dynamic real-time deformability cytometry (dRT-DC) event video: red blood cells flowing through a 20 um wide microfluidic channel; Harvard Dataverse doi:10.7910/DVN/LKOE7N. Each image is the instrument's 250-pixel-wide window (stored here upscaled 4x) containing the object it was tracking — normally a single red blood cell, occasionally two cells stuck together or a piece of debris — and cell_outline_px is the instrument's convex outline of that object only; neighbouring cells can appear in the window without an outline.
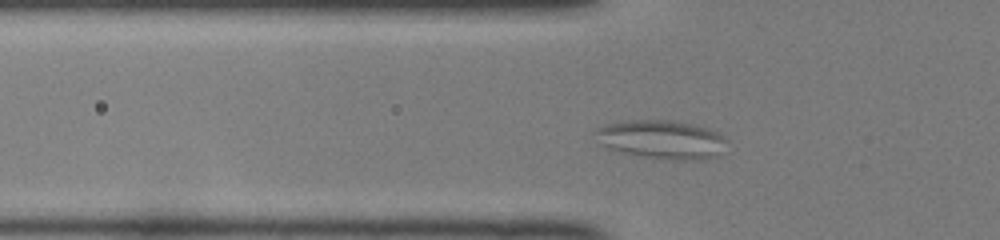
{"species": "common noctule bat (a hibernating species)", "species_latin": "Nyctalus noctula", "temperature_condition": "room temperature", "stored_images_in_passage": 36, "camera_frame_rate_fps": 3000, "um_per_image_px": 0.085, "animal": {"sex": "female", "body_mass_g": 22.0, "forearm_length_mm": 56.7}, "frame": {"image": 1, "passage_image": 2, "time_ms": 0.333, "image_size_px": [1000, 240], "cell_outline_px": [[728, 140], [712, 156], [700, 160], [672, 160], [640, 156], [608, 148], [596, 144], [596, 128], [604, 124], [620, 120], [672, 120], [692, 124], [708, 128], [716, 132]], "centroid_in_image_um": [56.13, 11.84], "position_along_channel_um": 69.7, "area_um2": 29.54}}
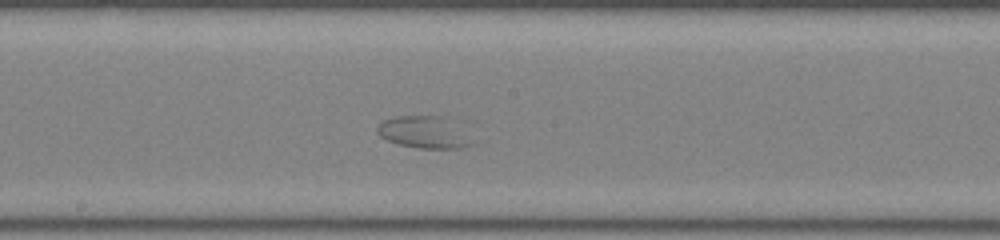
{"frame": {"image": 2, "passage_image": 13, "time_ms": 4.0, "image_size_px": [1000, 240], "cell_outline_px": [[472, 144], [460, 148], [420, 148], [400, 144], [388, 140], [380, 136], [376, 128], [384, 120], [396, 116], [448, 116]], "centroid_in_image_um": [35.98, 11.22], "position_along_channel_um": 212.2, "area_um2": 17.11}}
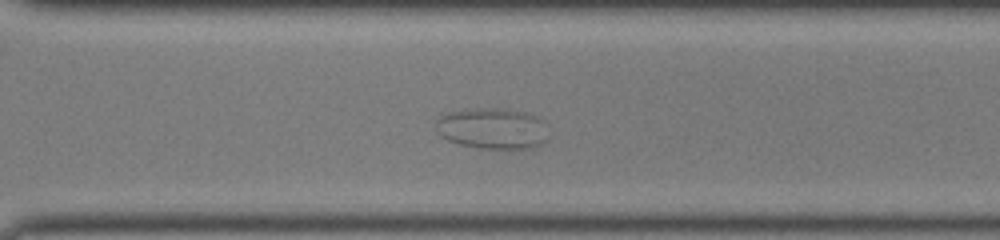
{"frame": {"image": 3, "passage_image": 22, "time_ms": 7.0, "image_size_px": [1000, 240], "cell_outline_px": [[544, 140], [540, 144], [532, 148], [476, 148], [460, 144], [448, 140], [440, 136], [436, 132], [436, 120], [440, 116], [448, 112], [476, 108], [496, 108], [524, 112], [540, 120]], "centroid_in_image_um": [41.71, 10.92], "position_along_channel_um": 328.9, "area_um2": 26.18}}